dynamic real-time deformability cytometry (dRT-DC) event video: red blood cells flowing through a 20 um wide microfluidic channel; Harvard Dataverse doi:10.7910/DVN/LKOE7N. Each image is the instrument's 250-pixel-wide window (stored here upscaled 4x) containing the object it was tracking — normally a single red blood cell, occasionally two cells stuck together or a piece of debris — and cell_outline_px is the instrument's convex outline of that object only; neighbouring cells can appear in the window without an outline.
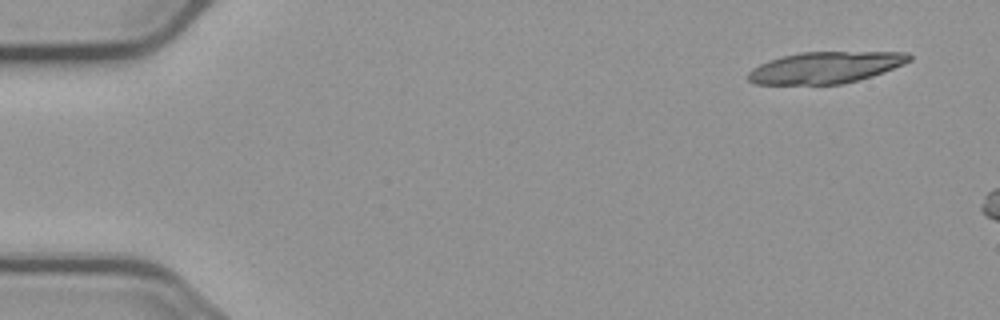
{"species": "common noctule bat (a hibernating species)", "species_latin": "Nyctalus noctula", "temperature_condition": "cold", "stored_images_in_passage": 5, "camera_frame_rate_fps": 3000, "um_per_image_px": 0.085, "animal": {"sex": "male", "body_mass_g": 23.1, "forearm_length_mm": 52.7}, "frame": {"image": 1, "passage_image": 1, "time_ms": 0.0, "image_size_px": [1000, 320], "cell_outline_px": [[912, 60], [904, 64], [884, 72], [872, 76], [840, 84], [756, 84], [748, 80], [748, 72], [752, 68], [768, 60], [800, 52], [908, 52], [912, 56]], "centroid_in_image_um": [70.18, 5.73], "position_along_channel_um": 14.8, "area_um2": 29.54}}